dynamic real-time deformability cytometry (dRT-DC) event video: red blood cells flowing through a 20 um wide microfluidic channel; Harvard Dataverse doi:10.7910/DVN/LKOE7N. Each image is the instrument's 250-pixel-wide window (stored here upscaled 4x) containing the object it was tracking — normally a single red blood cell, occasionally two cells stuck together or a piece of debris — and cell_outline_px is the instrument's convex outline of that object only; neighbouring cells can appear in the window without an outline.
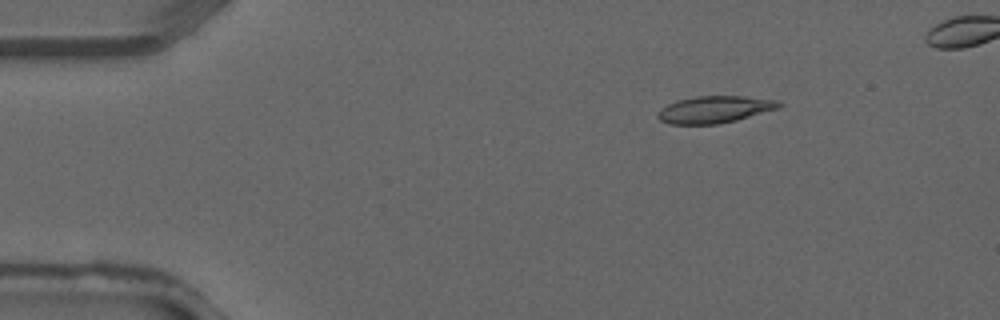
{"species": "common noctule bat (a hibernating species)", "species_latin": "Nyctalus noctula", "temperature_condition": "warm", "stored_images_in_passage": 4, "camera_frame_rate_fps": 3000, "um_per_image_px": 0.085, "animal": {"sex": "male", "forearm_length_mm": 52.5}, "frame": {"image": 1, "passage_image": 2, "time_ms": 0.333, "image_size_px": [1000, 320], "cell_outline_px": [[784, 104], [780, 108], [736, 120], [716, 124], [668, 124], [660, 120], [656, 116], [656, 112], [660, 108], [676, 100], [696, 96], [744, 96], [780, 100]], "centroid_in_image_um": [60.75, 9.3], "position_along_channel_um": 24.3, "area_um2": 19.31}}